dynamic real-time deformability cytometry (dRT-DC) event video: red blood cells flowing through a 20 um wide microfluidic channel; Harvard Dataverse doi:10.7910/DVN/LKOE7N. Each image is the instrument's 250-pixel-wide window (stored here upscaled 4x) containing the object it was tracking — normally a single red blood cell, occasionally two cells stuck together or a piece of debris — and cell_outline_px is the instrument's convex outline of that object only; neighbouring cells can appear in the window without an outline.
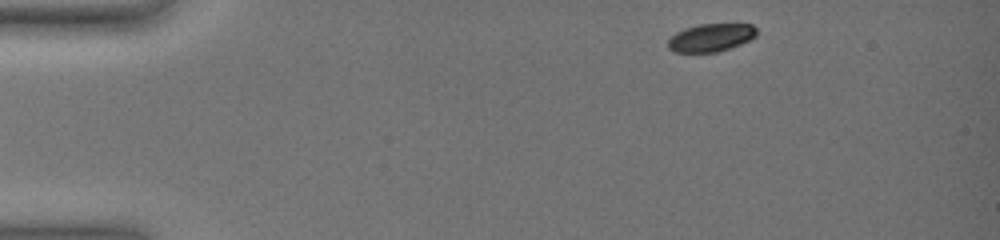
{"species": "common noctule bat (a hibernating species)", "species_latin": "Nyctalus noctula", "temperature_condition": "warm", "stored_images_in_passage": 34, "camera_frame_rate_fps": 3000, "um_per_image_px": 0.085, "animal": {"sex": "female", "body_mass_g": 19.0, "forearm_length_mm": 51.5}, "frame": {"image": 1, "passage_image": 1, "time_ms": 0.0, "image_size_px": [1000, 240], "cell_outline_px": [[756, 36], [740, 44], [716, 52], [676, 52], [668, 48], [668, 40], [676, 32], [684, 28], [700, 24], [752, 24], [756, 28]], "centroid_in_image_um": [60.41, 3.19], "position_along_channel_um": 24.6, "area_um2": 14.28}}
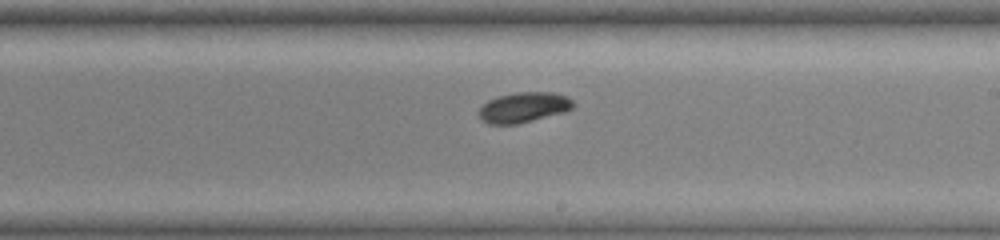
{"frame": {"image": 2, "passage_image": 21, "time_ms": 8.667, "image_size_px": [1000, 240], "cell_outline_px": [[576, 104], [572, 108], [564, 112], [516, 124], [488, 124], [480, 116], [480, 108], [488, 100], [496, 96], [516, 92], [552, 92], [568, 96]], "centroid_in_image_um": [44.54, 9.1], "position_along_channel_um": 244.5, "area_um2": 16.53}}
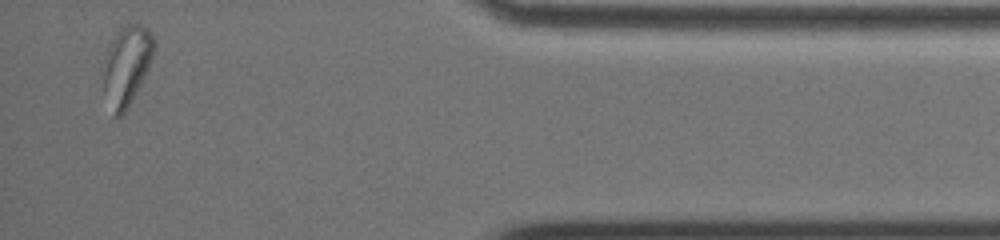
{"frame": {"image": 3, "passage_image": 34, "time_ms": 14.667, "image_size_px": [1000, 240], "cell_outline_px": [[156, 48], [148, 68], [128, 108], [116, 120], [112, 116], [104, 88], [100, 64], [112, 32], [124, 24], [140, 24], [148, 28], [156, 44]], "centroid_in_image_um": [10.7, 5.52], "position_along_channel_um": 424.5, "area_um2": 24.51}, "authors_computed_cell_mechanics": {"area_um2": 16.5597, "velocity_mm_per_s": 3.5804, "shape_relaxation_time_tau1_ms": 2.8391, "shape_relaxation_time_tau2_ms": null, "deformation_change_tau1": 0.1245, "deformation_change_tau2": null}}